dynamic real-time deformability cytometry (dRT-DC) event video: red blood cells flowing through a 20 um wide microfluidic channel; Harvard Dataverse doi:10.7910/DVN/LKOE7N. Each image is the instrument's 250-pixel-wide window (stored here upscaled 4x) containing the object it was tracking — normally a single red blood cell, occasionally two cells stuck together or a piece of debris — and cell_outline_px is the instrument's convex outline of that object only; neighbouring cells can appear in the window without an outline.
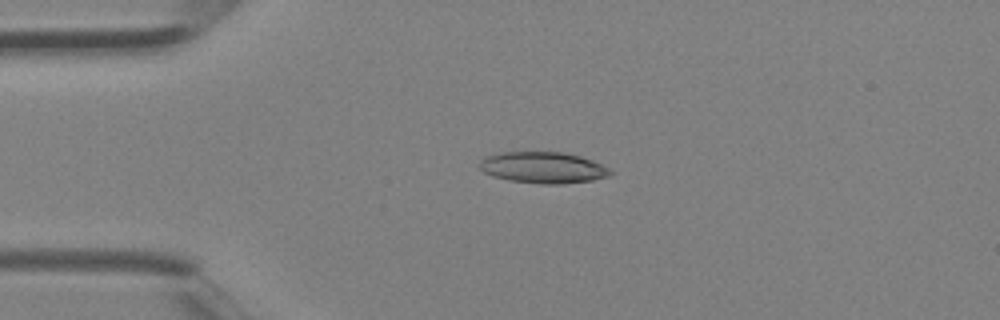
{"species": "Egyptian fruit bat (a non-hibernating species)", "species_latin": "Rousettus aegyptiacus", "temperature_condition": "room temperature", "stored_images_in_passage": 3, "camera_frame_rate_fps": 3000, "um_per_image_px": 0.085, "animal": {"sex": "female"}, "frame": {"image": 1, "passage_image": 2, "time_ms": 0.333, "image_size_px": [1000, 320], "cell_outline_px": [[612, 172], [608, 176], [592, 180], [564, 184], [540, 184], [508, 180], [492, 176], [484, 172], [480, 168], [480, 160], [484, 156], [500, 152], [560, 152], [580, 156], [592, 160], [608, 168]], "centroid_in_image_um": [46.12, 14.24], "position_along_channel_um": 38.9, "area_um2": 23.87}}